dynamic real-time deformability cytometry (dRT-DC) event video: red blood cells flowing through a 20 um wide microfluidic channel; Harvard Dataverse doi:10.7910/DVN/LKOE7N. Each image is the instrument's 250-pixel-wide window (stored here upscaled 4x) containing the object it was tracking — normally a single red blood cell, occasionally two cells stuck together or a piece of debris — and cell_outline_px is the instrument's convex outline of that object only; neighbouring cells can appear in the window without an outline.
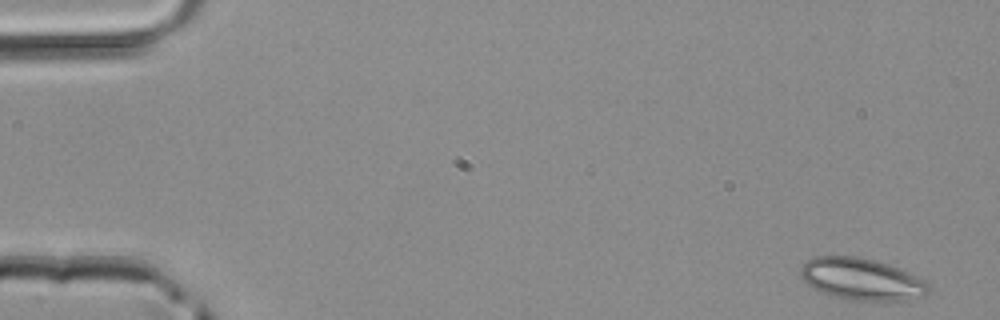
{"species": "common noctule bat (a hibernating species)", "species_latin": "Nyctalus noctula", "temperature_condition": "room temperature", "stored_images_in_passage": 13, "camera_frame_rate_fps": 3000, "um_per_image_px": 0.085, "animal": {"sex": "male", "body_mass_g": 20.4}, "frame": {"image": 1, "passage_image": 1, "time_ms": 0.0, "image_size_px": [1000, 320], "cell_outline_px": [[928, 296], [904, 300], [848, 300], [828, 296], [812, 288], [800, 276], [800, 268], [812, 256], [856, 256], [876, 260], [900, 268], [924, 280], [928, 284]], "centroid_in_image_um": [73.21, 23.73], "position_along_channel_um": 11.8, "area_um2": 31.5}}